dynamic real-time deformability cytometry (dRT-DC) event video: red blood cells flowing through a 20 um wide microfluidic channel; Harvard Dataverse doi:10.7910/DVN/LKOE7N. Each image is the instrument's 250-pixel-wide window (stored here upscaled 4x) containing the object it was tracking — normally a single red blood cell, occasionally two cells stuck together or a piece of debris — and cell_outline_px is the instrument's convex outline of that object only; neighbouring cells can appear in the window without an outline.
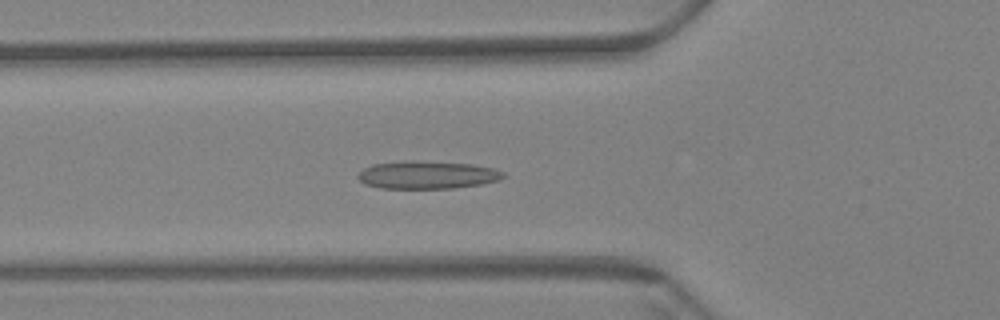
{"species": "Egyptian fruit bat (a non-hibernating species)", "species_latin": "Rousettus aegyptiacus", "temperature_condition": "warm", "stored_images_in_passage": 51, "camera_frame_rate_fps": 3000, "um_per_image_px": 0.085, "animal": {"sex": "female"}, "frame": {"image": 1, "passage_image": 18, "time_ms": 5.667, "image_size_px": [1000, 320], "cell_outline_px": [[508, 176], [500, 180], [480, 184], [452, 188], [380, 188], [364, 184], [356, 176], [364, 168], [372, 164], [404, 160], [472, 164], [492, 168], [504, 172]], "centroid_in_image_um": [36.31, 14.86], "position_along_channel_um": 89.5, "area_um2": 23.58}}
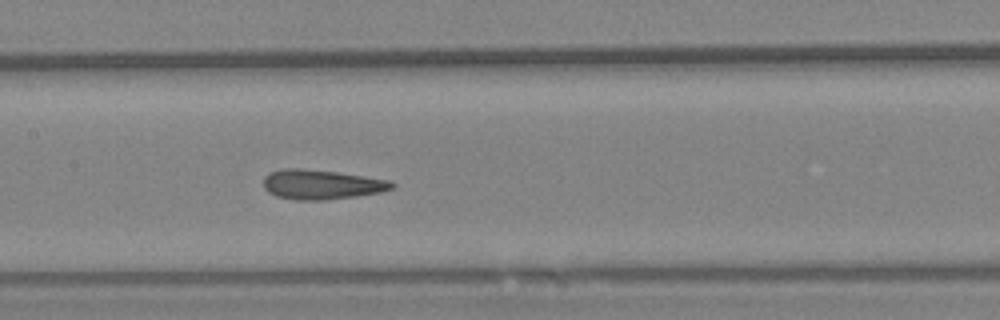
{"frame": {"image": 2, "passage_image": 26, "time_ms": 8.333, "image_size_px": [1000, 320], "cell_outline_px": [[396, 184], [392, 188], [380, 192], [356, 196], [324, 200], [296, 200], [276, 196], [268, 192], [264, 188], [264, 176], [268, 172], [284, 168], [300, 168], [336, 172], [388, 180]], "centroid_in_image_um": [27.27, 15.68], "position_along_channel_um": 180.1, "area_um2": 22.08}}
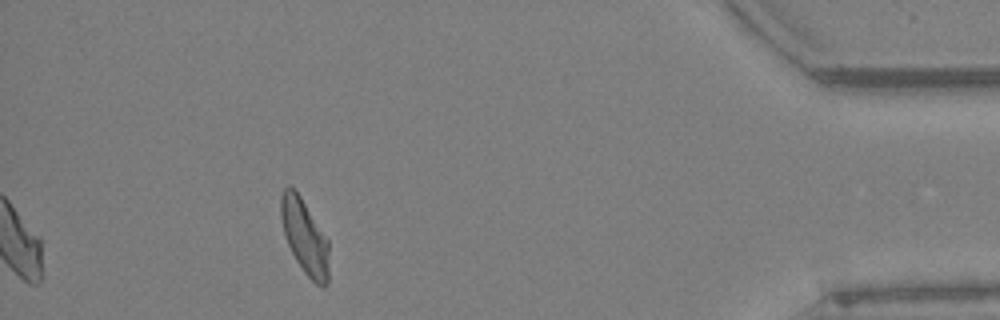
{"frame": {"image": 3, "passage_image": 51, "time_ms": 16.667, "image_size_px": [1000, 320], "cell_outline_px": [[328, 284], [324, 288], [316, 284], [304, 272], [296, 260], [284, 236], [280, 216], [280, 196], [284, 188], [288, 184], [300, 196], [328, 240]], "centroid_in_image_um": [25.88, 20.13], "position_along_channel_um": 409.3, "area_um2": 20.81}, "authors_computed_cell_mechanics": {"area_um2": 22.3108, "velocity_mm_per_s": 3.4045, "shape_relaxation_time_tau1_ms": null, "shape_relaxation_time_tau2_ms": 1.436, "deformation_change_tau1": null, "deformation_change_tau2": 0.0884}}